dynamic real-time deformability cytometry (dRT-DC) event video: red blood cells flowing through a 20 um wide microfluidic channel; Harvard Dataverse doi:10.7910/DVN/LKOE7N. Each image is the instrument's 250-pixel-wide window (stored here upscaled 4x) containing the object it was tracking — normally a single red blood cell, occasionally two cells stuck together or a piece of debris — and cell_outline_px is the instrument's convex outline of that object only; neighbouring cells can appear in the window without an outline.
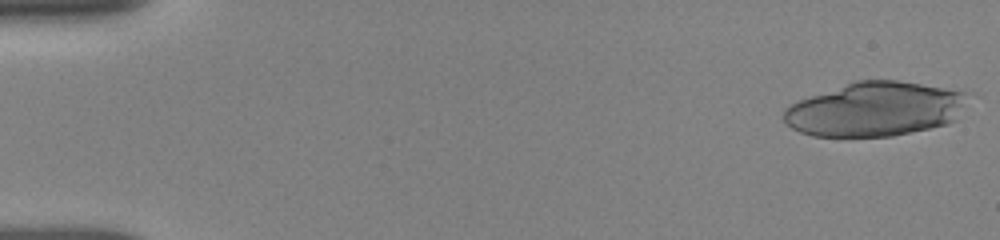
{"species": "human", "species_latin": "Homo sapiens", "temperature_condition": "room temperature", "stored_images_in_passage": 44, "camera_frame_rate_fps": 3000, "um_per_image_px": 0.085, "donor": {"sex": "female"}, "frame": {"image": 1, "passage_image": 1, "time_ms": 0.0, "image_size_px": [1000, 240], "cell_outline_px": [[972, 92], [956, 120], [944, 124], [928, 128], [892, 136], [812, 136], [800, 132], [792, 128], [784, 120], [784, 108], [788, 104], [856, 80], [896, 80]], "centroid_in_image_um": [74.41, 9.27], "position_along_channel_um": 10.6, "area_um2": 58.03}}